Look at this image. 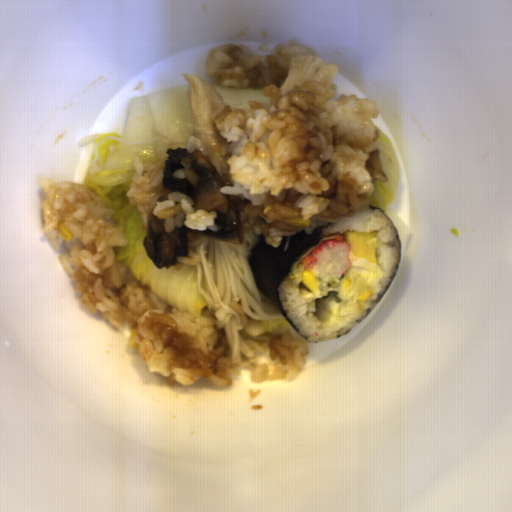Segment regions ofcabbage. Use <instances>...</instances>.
<instances>
[{"label": "cabbage", "instance_id": "4295e07d", "mask_svg": "<svg viewBox=\"0 0 512 512\" xmlns=\"http://www.w3.org/2000/svg\"><path fill=\"white\" fill-rule=\"evenodd\" d=\"M187 88V84L173 86L131 99L125 131L101 133L96 139L82 186L102 199L105 208L115 211L106 221L122 227L127 236L125 246L112 247L114 262L128 269L126 281L136 280L162 311L170 305L195 317L214 319L198 290L196 265L177 258L169 268L154 265L144 245L147 230L142 231V213L126 196L136 173L134 153L145 164L165 162L169 148L186 149L194 130Z\"/></svg>", "mask_w": 512, "mask_h": 512}, {"label": "cabbage", "instance_id": "f4c42f77", "mask_svg": "<svg viewBox=\"0 0 512 512\" xmlns=\"http://www.w3.org/2000/svg\"><path fill=\"white\" fill-rule=\"evenodd\" d=\"M380 137L376 142V149L379 151V158L388 182L373 180V193L369 196V204L381 211H385L394 201L398 192L401 177L399 163L395 149L388 135L378 128Z\"/></svg>", "mask_w": 512, "mask_h": 512}, {"label": "cabbage", "instance_id": "31cb4dd1", "mask_svg": "<svg viewBox=\"0 0 512 512\" xmlns=\"http://www.w3.org/2000/svg\"><path fill=\"white\" fill-rule=\"evenodd\" d=\"M221 96L225 106L229 105L231 111L250 110L249 101H259L270 105V96L264 95L265 86H250L249 88L224 87L220 82H208Z\"/></svg>", "mask_w": 512, "mask_h": 512}, {"label": "cabbage", "instance_id": "83cfc177", "mask_svg": "<svg viewBox=\"0 0 512 512\" xmlns=\"http://www.w3.org/2000/svg\"><path fill=\"white\" fill-rule=\"evenodd\" d=\"M262 329L263 332L271 335L272 337L275 335H282L283 329H290L294 340H300L304 338L298 332L293 330L284 316L263 322Z\"/></svg>", "mask_w": 512, "mask_h": 512}]
</instances>
